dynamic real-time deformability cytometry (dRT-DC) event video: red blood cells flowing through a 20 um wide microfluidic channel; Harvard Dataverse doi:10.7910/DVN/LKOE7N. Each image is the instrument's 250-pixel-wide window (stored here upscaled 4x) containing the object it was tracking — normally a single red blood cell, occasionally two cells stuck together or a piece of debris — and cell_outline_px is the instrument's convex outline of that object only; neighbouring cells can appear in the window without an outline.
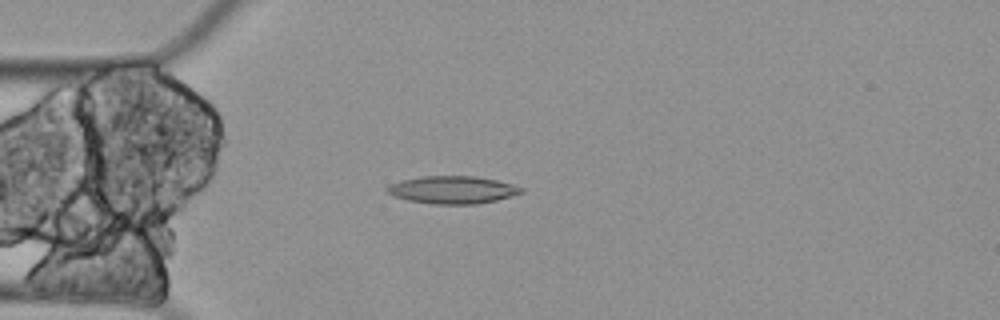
{"species": "Egyptian fruit bat (a non-hibernating species)", "species_latin": "Rousettus aegyptiacus", "temperature_condition": "cold", "stored_images_in_passage": 5, "camera_frame_rate_fps": 3000, "um_per_image_px": 0.085, "animal": {"sex": "female"}, "frame": {"image": 1, "passage_image": 5, "time_ms": 1.333, "image_size_px": [1000, 320], "cell_outline_px": [[524, 192], [496, 200], [476, 204], [432, 204], [408, 200], [396, 196], [388, 192], [384, 188], [392, 184], [404, 180], [420, 176], [472, 176], [496, 180], [512, 184], [524, 188]], "centroid_in_image_um": [38.49, 16.13], "position_along_channel_um": 46.5, "area_um2": 21.33}}